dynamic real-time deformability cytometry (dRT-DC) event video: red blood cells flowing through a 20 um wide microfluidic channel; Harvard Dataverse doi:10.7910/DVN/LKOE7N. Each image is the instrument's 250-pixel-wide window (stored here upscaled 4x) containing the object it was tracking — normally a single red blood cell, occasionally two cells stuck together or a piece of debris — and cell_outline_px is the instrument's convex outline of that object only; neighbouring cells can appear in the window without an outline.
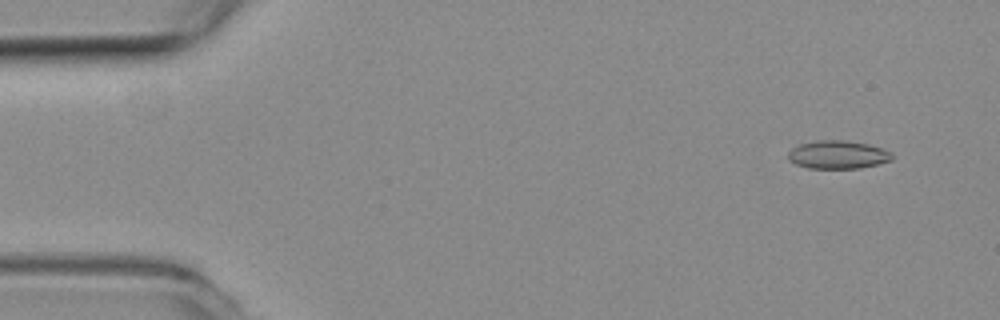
{"species": "common noctule bat (a hibernating species)", "species_latin": "Nyctalus noctula", "temperature_condition": "room temperature", "stored_images_in_passage": 19, "camera_frame_rate_fps": 3000, "um_per_image_px": 0.085, "animal": {"sex": "female", "body_mass_g": 19.3, "forearm_length_mm": 54.1}, "frame": {"image": 1, "passage_image": 4, "time_ms": 1.0, "image_size_px": [1000, 320], "cell_outline_px": [[892, 160], [860, 168], [808, 168], [796, 164], [788, 160], [788, 152], [792, 148], [800, 144], [816, 140], [844, 140], [868, 144], [892, 152]], "centroid_in_image_um": [71.19, 13.14], "position_along_channel_um": 13.8, "area_um2": 16.99}}
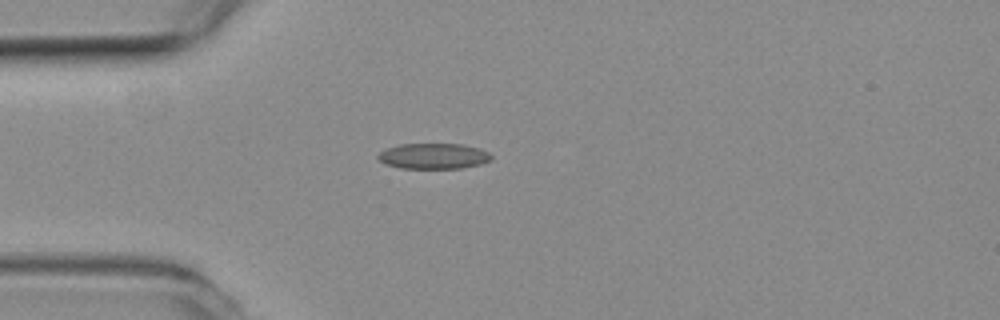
{"frame": {"image": 2, "passage_image": 15, "time_ms": 4.667, "image_size_px": [1000, 320], "cell_outline_px": [[492, 160], [480, 164], [460, 168], [400, 168], [384, 164], [376, 156], [380, 152], [388, 148], [400, 144], [464, 144], [480, 148], [488, 152], [492, 156]], "centroid_in_image_um": [36.86, 13.26], "position_along_channel_um": 48.1, "area_um2": 16.94}}